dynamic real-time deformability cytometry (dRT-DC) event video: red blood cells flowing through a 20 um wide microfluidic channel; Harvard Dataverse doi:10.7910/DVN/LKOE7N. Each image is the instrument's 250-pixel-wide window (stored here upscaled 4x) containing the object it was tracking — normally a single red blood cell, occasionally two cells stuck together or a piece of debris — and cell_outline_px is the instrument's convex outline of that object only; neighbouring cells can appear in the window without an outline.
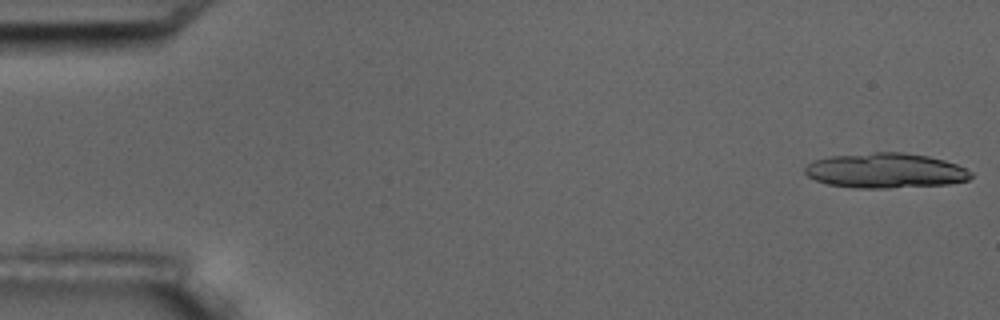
{"species": "common noctule bat (a hibernating species)", "species_latin": "Nyctalus noctula", "temperature_condition": "room temperature", "stored_images_in_passage": 8, "camera_frame_rate_fps": 3000, "um_per_image_px": 0.085, "animal": {"sex": "male", "body_mass_g": 17.5, "forearm_length_mm": 52.3}, "frame": {"image": 1, "passage_image": 1, "time_ms": 0.0, "image_size_px": [1000, 320], "cell_outline_px": [[972, 176], [968, 180], [948, 184], [892, 188], [856, 188], [828, 184], [816, 180], [808, 176], [804, 172], [804, 168], [812, 160], [828, 156], [872, 152], [904, 152], [928, 156], [944, 160], [956, 164], [972, 172]], "centroid_in_image_um": [75.24, 14.5], "position_along_channel_um": 9.8, "area_um2": 34.04}}
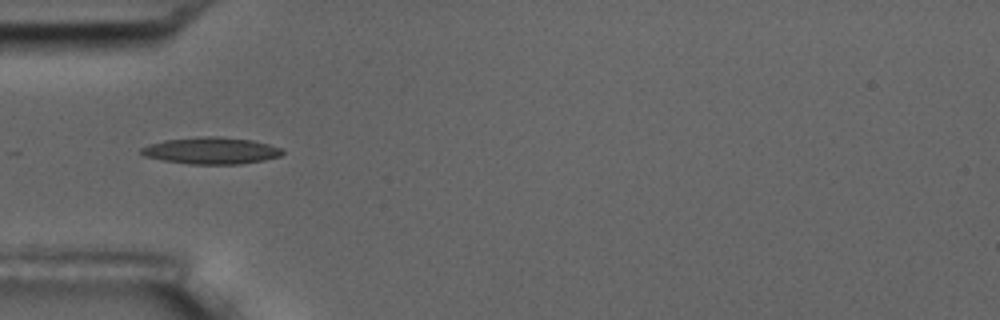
{"frame": {"image": 2, "passage_image": 5, "time_ms": 5.667, "image_size_px": [1000, 320], "cell_outline_px": [[284, 152], [280, 156], [264, 160], [240, 164], [188, 164], [164, 160], [144, 156], [140, 152], [140, 148], [148, 144], [164, 140], [200, 136], [216, 136], [252, 140], [284, 148]], "centroid_in_image_um": [17.95, 12.8], "position_along_channel_um": 67.0, "area_um2": 22.14}}
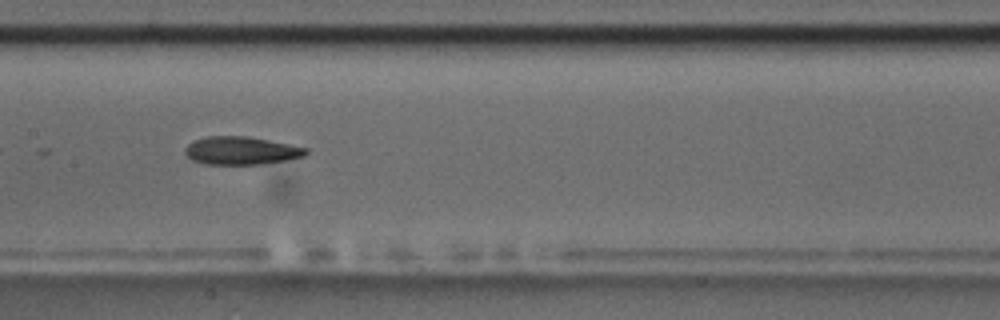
{"frame": {"image": 3, "passage_image": 8, "time_ms": 9.0, "image_size_px": [1000, 320], "cell_outline_px": [[308, 152], [304, 156], [284, 160], [260, 164], [204, 164], [192, 160], [184, 152], [184, 148], [192, 140], [208, 136], [248, 136], [308, 148]], "centroid_in_image_um": [20.45, 12.79], "position_along_channel_um": 186.9, "area_um2": 19.65}}